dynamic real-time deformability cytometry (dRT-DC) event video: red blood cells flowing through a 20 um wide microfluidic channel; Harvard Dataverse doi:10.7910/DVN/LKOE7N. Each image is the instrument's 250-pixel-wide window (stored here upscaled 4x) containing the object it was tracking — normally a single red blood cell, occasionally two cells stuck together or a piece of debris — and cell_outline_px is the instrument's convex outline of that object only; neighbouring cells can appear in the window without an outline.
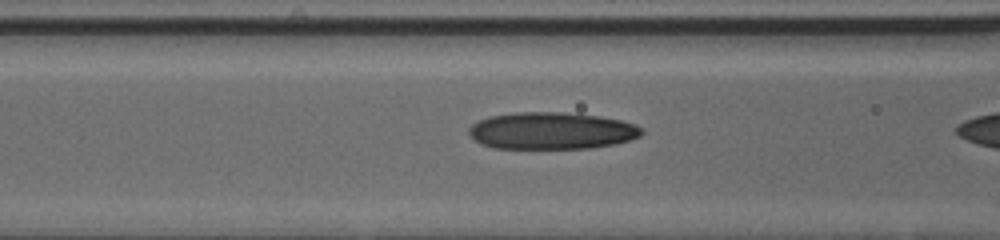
{"species": "human", "species_latin": "Homo sapiens", "temperature_condition": "cold", "stored_images_in_passage": 23, "camera_frame_rate_fps": 3000, "um_per_image_px": 0.085, "donor": {"sex": "male"}, "frame": {"image": 1, "passage_image": 22, "time_ms": 7.0, "image_size_px": [1000, 240], "cell_outline_px": [[644, 132], [640, 136], [616, 144], [592, 148], [496, 148], [480, 144], [468, 132], [468, 128], [472, 124], [488, 116], [516, 112], [560, 112], [600, 116], [620, 120], [636, 124]], "centroid_in_image_um": [46.89, 11.11], "position_along_channel_um": 119.7, "area_um2": 37.28}}